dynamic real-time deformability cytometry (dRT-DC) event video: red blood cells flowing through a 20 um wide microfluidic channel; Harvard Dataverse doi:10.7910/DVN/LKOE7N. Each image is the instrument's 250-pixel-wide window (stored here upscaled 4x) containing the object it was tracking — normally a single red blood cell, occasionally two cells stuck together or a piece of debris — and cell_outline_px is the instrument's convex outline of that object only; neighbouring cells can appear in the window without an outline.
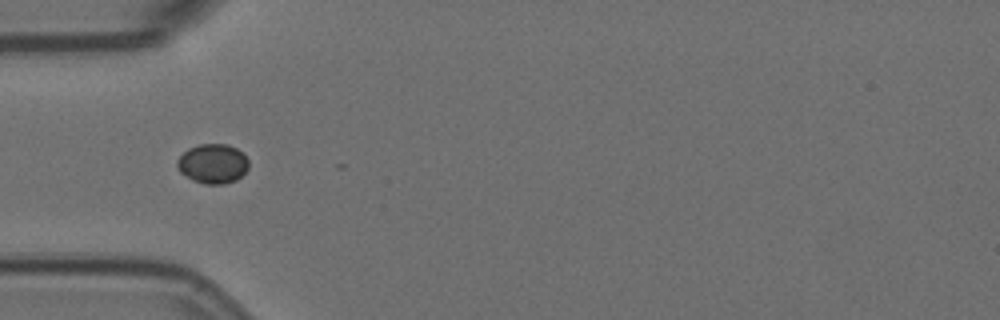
{"species": "Egyptian fruit bat (a non-hibernating species)", "species_latin": "Rousettus aegyptiacus", "temperature_condition": "room temperature", "stored_images_in_passage": 6, "camera_frame_rate_fps": 3000, "um_per_image_px": 0.085, "animal": {"sex": "female"}, "frame": {"image": 1, "passage_image": 6, "time_ms": 1.667, "image_size_px": [1000, 320], "cell_outline_px": [[248, 168], [236, 180], [224, 184], [204, 184], [192, 180], [180, 172], [176, 164], [176, 160], [188, 148], [200, 144], [228, 144], [236, 148], [248, 160]], "centroid_in_image_um": [18.06, 13.91], "position_along_channel_um": 66.9, "area_um2": 16.42}}